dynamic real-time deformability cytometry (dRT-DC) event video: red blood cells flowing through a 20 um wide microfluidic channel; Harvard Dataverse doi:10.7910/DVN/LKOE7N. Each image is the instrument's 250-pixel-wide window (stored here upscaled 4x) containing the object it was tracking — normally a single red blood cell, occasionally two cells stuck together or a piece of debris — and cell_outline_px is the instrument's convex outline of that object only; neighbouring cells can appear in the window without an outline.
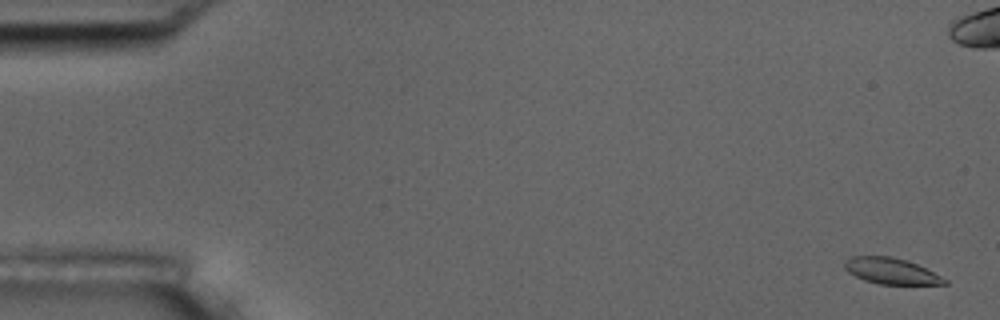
{"species": "common noctule bat (a hibernating species)", "species_latin": "Nyctalus noctula", "temperature_condition": "room temperature", "stored_images_in_passage": 8, "camera_frame_rate_fps": 3000, "um_per_image_px": 0.085, "animal": {"sex": "male", "body_mass_g": 17.5, "forearm_length_mm": 52.3}, "frame": {"image": 1, "passage_image": 1, "time_ms": 0.0, "image_size_px": [1000, 320], "cell_outline_px": [[948, 284], [880, 284], [864, 280], [848, 272], [844, 268], [844, 260], [852, 256], [892, 256], [916, 264], [948, 280]], "centroid_in_image_um": [75.7, 23.03], "position_along_channel_um": 9.3, "area_um2": 14.97}}
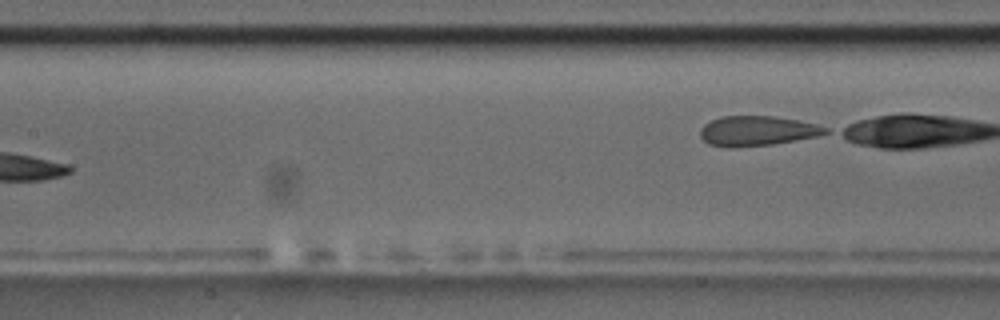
{"frame": {"image": 2, "passage_image": 8, "time_ms": 9.333, "image_size_px": [1000, 320], "cell_outline_px": [[828, 132], [816, 136], [796, 140], [772, 144], [732, 148], [708, 144], [700, 136], [700, 128], [704, 124], [720, 116], [776, 116], [800, 120], [816, 124], [828, 128]], "centroid_in_image_um": [64.34, 11.12], "position_along_channel_um": 143.1, "area_um2": 21.85}}